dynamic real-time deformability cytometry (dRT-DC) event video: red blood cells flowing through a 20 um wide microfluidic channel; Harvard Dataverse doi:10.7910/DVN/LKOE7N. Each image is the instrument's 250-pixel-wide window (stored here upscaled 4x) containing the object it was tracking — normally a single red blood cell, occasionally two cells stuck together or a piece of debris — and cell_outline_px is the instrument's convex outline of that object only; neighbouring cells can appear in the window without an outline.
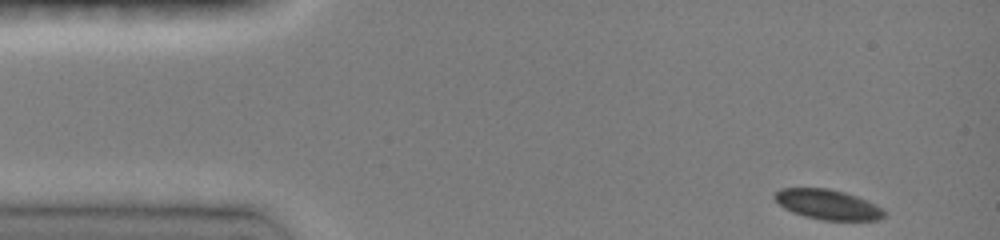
{"species": "common noctule bat (a hibernating species)", "species_latin": "Nyctalus noctula", "temperature_condition": "room temperature", "stored_images_in_passage": 25, "camera_frame_rate_fps": 3000, "um_per_image_px": 0.085, "animal": {"sex": "female", "body_mass_g": 19.0, "forearm_length_mm": 51.5}, "frame": {"image": 1, "passage_image": 1, "time_ms": 0.0, "image_size_px": [1000, 240], "cell_outline_px": [[884, 216], [880, 220], [824, 220], [804, 216], [792, 212], [784, 208], [772, 196], [780, 188], [828, 188], [844, 192], [868, 200], [884, 208]], "centroid_in_image_um": [70.37, 17.38], "position_along_channel_um": 14.6, "area_um2": 19.19}}
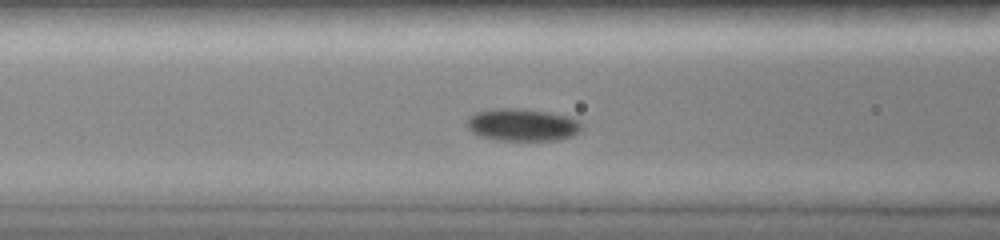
{"frame": {"image": 2, "passage_image": 9, "time_ms": 5.0, "image_size_px": [1000, 240], "cell_outline_px": [[580, 132], [572, 136], [556, 140], [496, 140], [472, 132], [468, 128], [468, 116], [476, 112], [492, 108], [520, 108], [548, 112], [568, 116], [580, 120]], "centroid_in_image_um": [44.41, 10.6], "position_along_channel_um": 122.2, "area_um2": 21.62}}
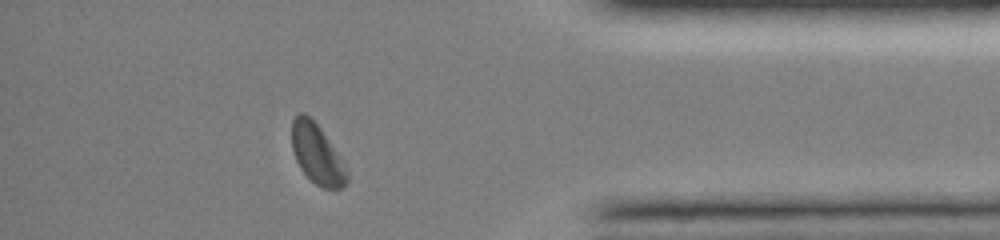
{"frame": {"image": 3, "passage_image": 23, "time_ms": 12.667, "image_size_px": [1000, 240], "cell_outline_px": [[348, 180], [340, 188], [324, 188], [316, 184], [300, 168], [296, 160], [292, 148], [292, 120], [296, 112], [304, 112], [320, 128], [340, 156], [348, 172]], "centroid_in_image_um": [26.93, 13.07], "position_along_channel_um": 408.3, "area_um2": 18.96}, "authors_computed_cell_mechanics": {"area_um2": 19.8832, "velocity_mm_per_s": 3.9708, "shape_relaxation_time_tau1_ms": 2.7088, "shape_relaxation_time_tau2_ms": null, "deformation_change_tau1": 0.0505, "deformation_change_tau2": null}}